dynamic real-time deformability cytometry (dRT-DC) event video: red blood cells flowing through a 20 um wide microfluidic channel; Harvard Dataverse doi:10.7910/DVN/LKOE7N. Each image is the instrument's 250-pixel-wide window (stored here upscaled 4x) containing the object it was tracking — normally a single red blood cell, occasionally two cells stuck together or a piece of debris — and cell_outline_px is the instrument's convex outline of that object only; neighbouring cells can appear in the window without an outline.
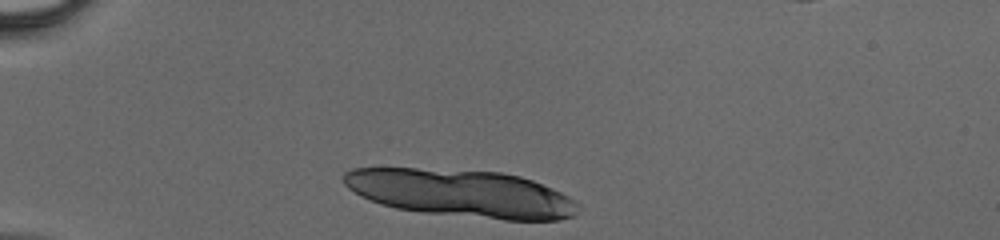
{"species": "human", "species_latin": "Homo sapiens", "temperature_condition": "cold", "stored_images_in_passage": 11, "camera_frame_rate_fps": 3000, "um_per_image_px": 0.085, "donor": {"sex": "male"}, "frame": {"image": 1, "passage_image": 1, "time_ms": 0.0, "image_size_px": [1000, 240], "cell_outline_px": [[576, 212], [572, 216], [556, 220], [504, 220], [420, 212], [396, 208], [380, 204], [360, 196], [348, 188], [344, 184], [344, 172], [352, 168], [416, 168], [500, 172], [520, 176], [532, 180], [560, 192], [568, 196], [572, 200]], "centroid_in_image_um": [39.13, 16.43], "position_along_channel_um": 45.9, "area_um2": 64.5}}
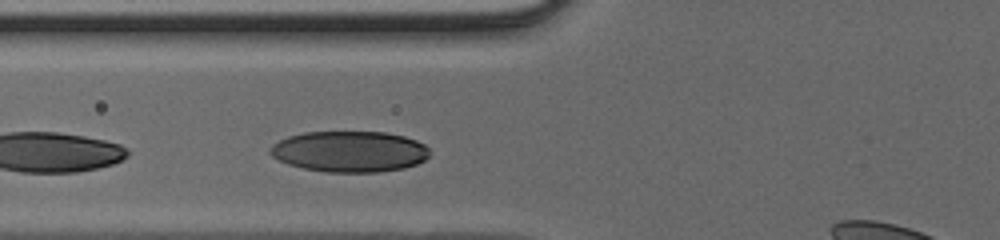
{"frame": {"image": 2, "passage_image": 8, "time_ms": 2.333, "image_size_px": [1000, 240], "cell_outline_px": [[428, 156], [424, 160], [416, 164], [404, 168], [380, 172], [324, 172], [304, 168], [288, 164], [272, 156], [268, 152], [272, 144], [288, 136], [304, 132], [384, 132], [404, 136], [416, 140], [424, 144], [428, 148]], "centroid_in_image_um": [29.7, 12.88], "position_along_channel_um": 96.1, "area_um2": 38.09}}